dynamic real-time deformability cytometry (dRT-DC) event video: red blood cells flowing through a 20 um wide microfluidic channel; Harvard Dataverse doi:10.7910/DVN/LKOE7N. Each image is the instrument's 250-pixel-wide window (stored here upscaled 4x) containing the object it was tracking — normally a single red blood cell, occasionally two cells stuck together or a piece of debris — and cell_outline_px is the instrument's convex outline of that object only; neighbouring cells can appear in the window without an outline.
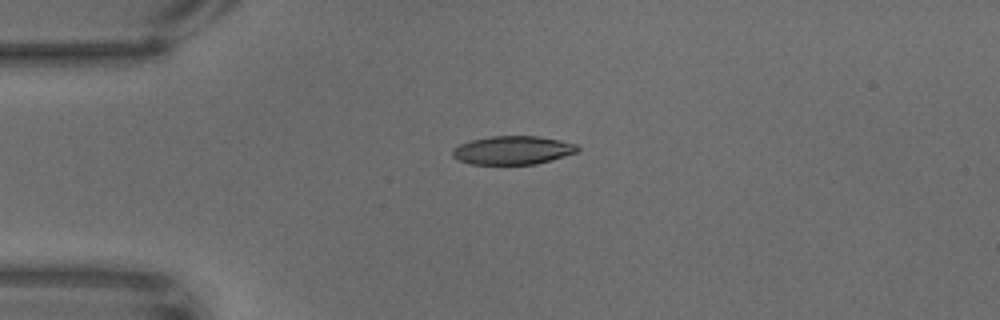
{"species": "common noctule bat (a hibernating species)", "species_latin": "Nyctalus noctula", "temperature_condition": "warm", "stored_images_in_passage": 37, "camera_frame_rate_fps": 3000, "um_per_image_px": 0.085, "animal": {"sex": "male", "body_mass_g": 18.8}, "frame": {"image": 1, "passage_image": 1, "time_ms": 0.0, "image_size_px": [1000, 320], "cell_outline_px": [[580, 148], [576, 152], [564, 156], [536, 164], [472, 164], [460, 160], [452, 156], [452, 148], [460, 144], [472, 140], [492, 136], [536, 136], [560, 140], [576, 144]], "centroid_in_image_um": [43.58, 12.76], "position_along_channel_um": 41.4, "area_um2": 20.58}}
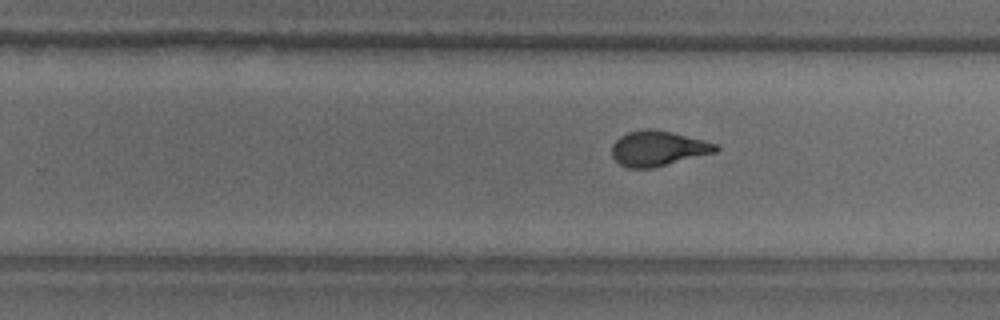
{"frame": {"image": 2, "passage_image": 26, "time_ms": 8.333, "image_size_px": [1000, 320], "cell_outline_px": [[720, 148], [716, 152], [652, 168], [628, 168], [620, 164], [612, 156], [612, 144], [620, 136], [628, 132], [648, 128], [672, 132], [704, 140], [716, 144]], "centroid_in_image_um": [55.92, 12.61], "position_along_channel_um": 273.9, "area_um2": 21.15}}
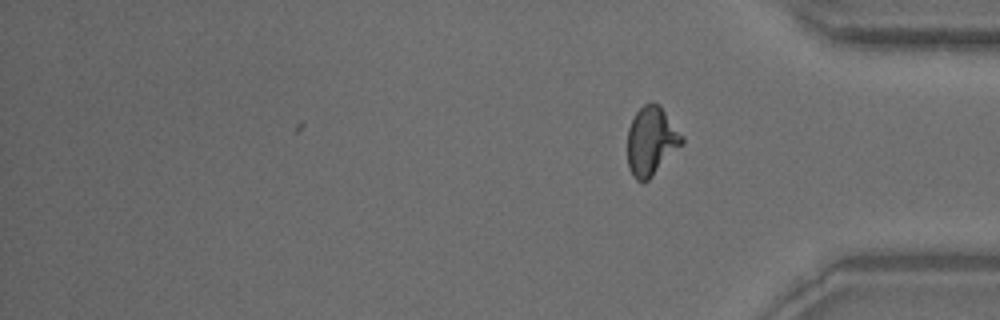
{"frame": {"image": 3, "passage_image": 37, "time_ms": 12.0, "image_size_px": [1000, 320], "cell_outline_px": [[684, 144], [648, 180], [636, 180], [632, 176], [628, 168], [628, 128], [636, 112], [644, 104], [652, 100], [660, 104], [684, 136]], "centroid_in_image_um": [55.39, 11.96], "position_along_channel_um": 379.8, "area_um2": 22.08}}